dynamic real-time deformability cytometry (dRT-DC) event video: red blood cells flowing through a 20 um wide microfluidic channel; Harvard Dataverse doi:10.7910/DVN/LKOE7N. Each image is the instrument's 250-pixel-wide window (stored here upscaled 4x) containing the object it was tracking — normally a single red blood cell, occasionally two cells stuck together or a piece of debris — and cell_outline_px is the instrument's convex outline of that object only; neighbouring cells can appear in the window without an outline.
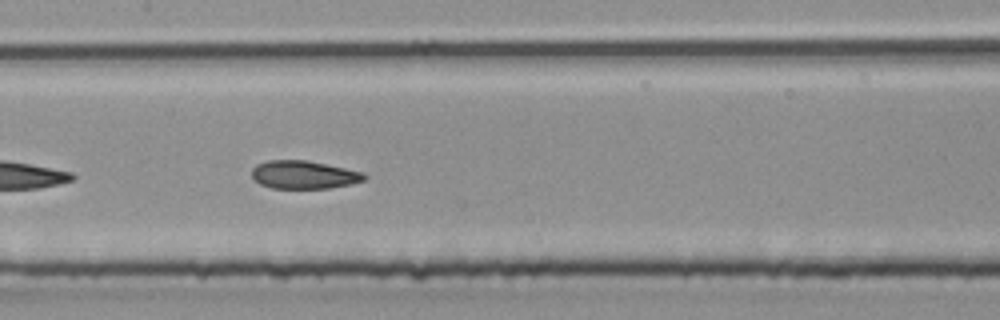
{"species": "common noctule bat (a hibernating species)", "species_latin": "Nyctalus noctula", "temperature_condition": "room temperature", "stored_images_in_passage": 25, "camera_frame_rate_fps": 3000, "um_per_image_px": 0.085, "animal": {"sex": "male", "body_mass_g": 20.4}, "frame": {"image": 1, "passage_image": 18, "time_ms": 5.667, "image_size_px": [1000, 320], "cell_outline_px": [[368, 176], [364, 180], [348, 184], [328, 188], [272, 188], [260, 184], [252, 176], [252, 168], [256, 164], [268, 160], [304, 160], [364, 172]], "centroid_in_image_um": [25.8, 14.85], "position_along_channel_um": 181.6, "area_um2": 18.21}}